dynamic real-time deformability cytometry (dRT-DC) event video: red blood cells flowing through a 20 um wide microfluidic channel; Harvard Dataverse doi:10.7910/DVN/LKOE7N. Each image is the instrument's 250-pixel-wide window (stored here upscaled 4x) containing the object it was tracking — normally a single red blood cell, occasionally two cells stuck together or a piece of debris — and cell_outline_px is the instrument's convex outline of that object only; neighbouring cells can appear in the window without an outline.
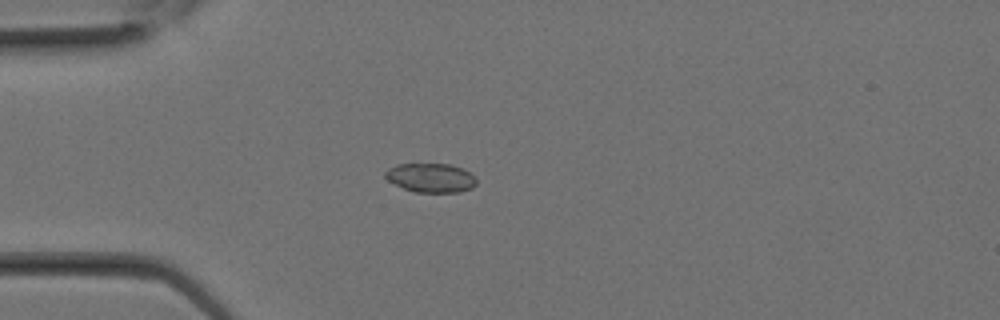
{"species": "Egyptian fruit bat (a non-hibernating species)", "species_latin": "Rousettus aegyptiacus", "temperature_condition": "room temperature", "stored_images_in_passage": 16, "camera_frame_rate_fps": 3000, "um_per_image_px": 0.085, "animal": {"sex": "female"}, "frame": {"image": 1, "passage_image": 7, "time_ms": 2.0, "image_size_px": [1000, 320], "cell_outline_px": [[476, 184], [472, 188], [460, 192], [416, 192], [404, 188], [388, 180], [384, 176], [384, 172], [388, 168], [396, 164], [452, 164], [464, 168], [476, 176]], "centroid_in_image_um": [36.65, 15.1], "position_along_channel_um": 48.3, "area_um2": 15.61}}
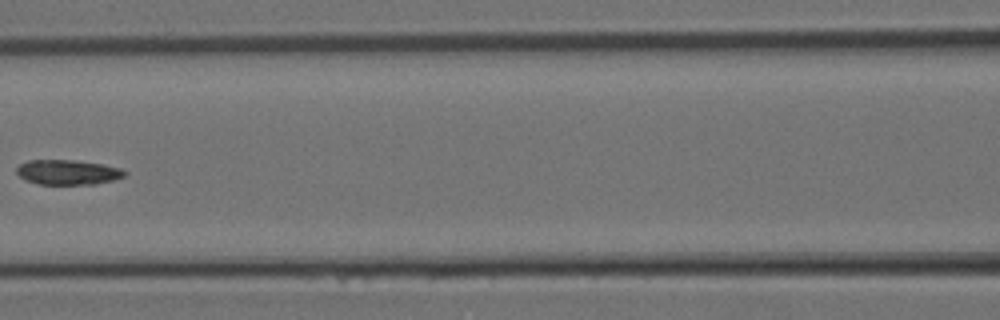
{"frame": {"image": 2, "passage_image": 12, "time_ms": 3.667, "image_size_px": [1000, 320], "cell_outline_px": [[128, 172], [124, 176], [112, 180], [96, 184], [40, 184], [24, 180], [16, 172], [16, 168], [20, 164], [28, 160], [76, 160], [100, 164], [120, 168]], "centroid_in_image_um": [5.74, 14.64], "position_along_channel_um": 160.9, "area_um2": 15.61}}
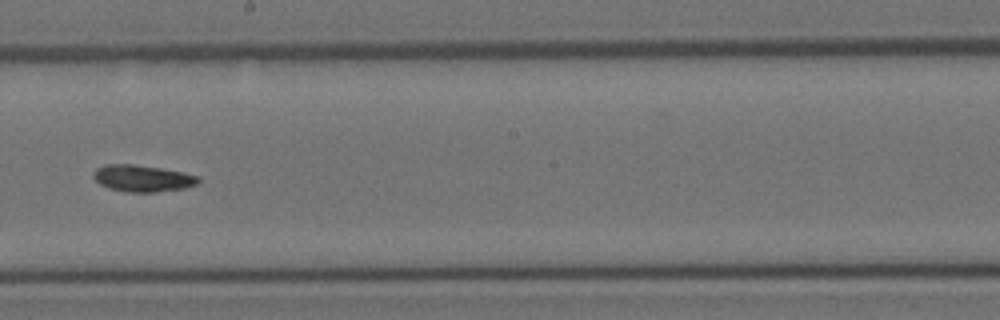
{"frame": {"image": 3, "passage_image": 15, "time_ms": 4.667, "image_size_px": [1000, 320], "cell_outline_px": [[200, 180], [196, 184], [184, 188], [156, 192], [128, 192], [108, 188], [100, 184], [92, 176], [92, 172], [96, 168], [104, 164], [132, 164], [160, 168], [200, 176]], "centroid_in_image_um": [12.07, 15.15], "position_along_channel_um": 236.1, "area_um2": 16.3}}